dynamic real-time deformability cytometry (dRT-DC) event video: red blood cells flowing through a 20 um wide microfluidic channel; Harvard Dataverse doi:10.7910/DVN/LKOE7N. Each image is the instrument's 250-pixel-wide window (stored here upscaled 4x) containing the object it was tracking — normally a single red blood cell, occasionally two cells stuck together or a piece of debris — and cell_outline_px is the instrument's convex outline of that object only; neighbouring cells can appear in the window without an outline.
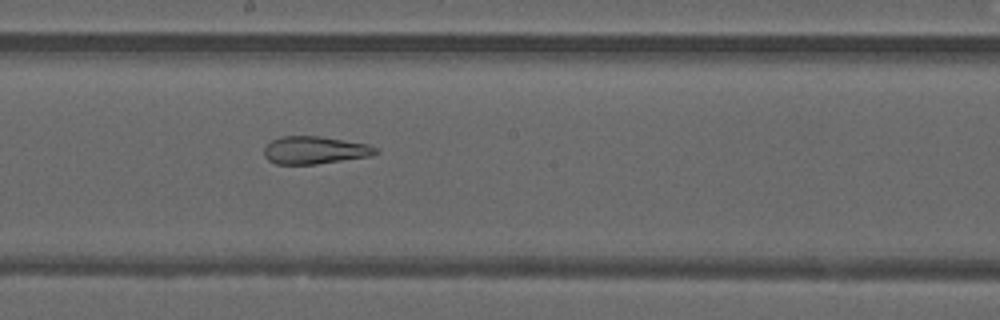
{"species": "common noctule bat (a hibernating species)", "species_latin": "Nyctalus noctula", "temperature_condition": "warm", "stored_images_in_passage": 49, "camera_frame_rate_fps": 3000, "um_per_image_px": 0.085, "animal": {"sex": "male", "forearm_length_mm": 52.5}, "frame": {"image": 1, "passage_image": 27, "time_ms": 8.667, "image_size_px": [1000, 320], "cell_outline_px": [[380, 152], [372, 156], [316, 164], [276, 164], [268, 160], [264, 156], [264, 148], [272, 140], [280, 136], [320, 136], [368, 144], [380, 148]], "centroid_in_image_um": [26.8, 12.76], "position_along_channel_um": 221.4, "area_um2": 18.15}}
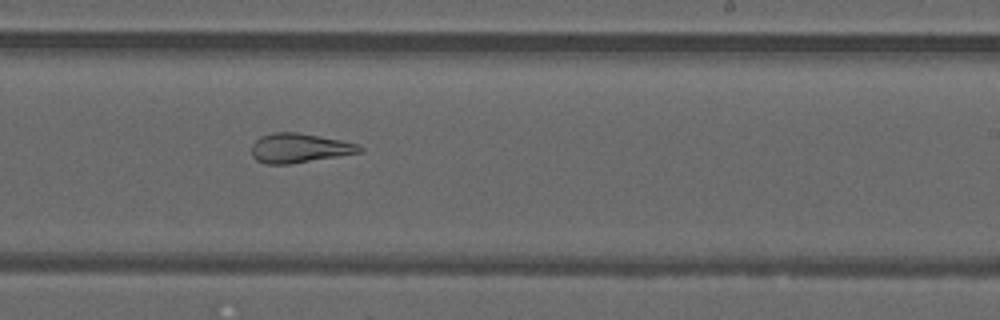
{"frame": {"image": 2, "passage_image": 30, "time_ms": 9.667, "image_size_px": [1000, 320], "cell_outline_px": [[364, 152], [288, 164], [264, 164], [256, 160], [252, 156], [252, 144], [260, 136], [272, 132], [296, 132], [340, 140], [356, 144], [364, 148]], "centroid_in_image_um": [25.42, 12.59], "position_along_channel_um": 263.6, "area_um2": 18.44}}
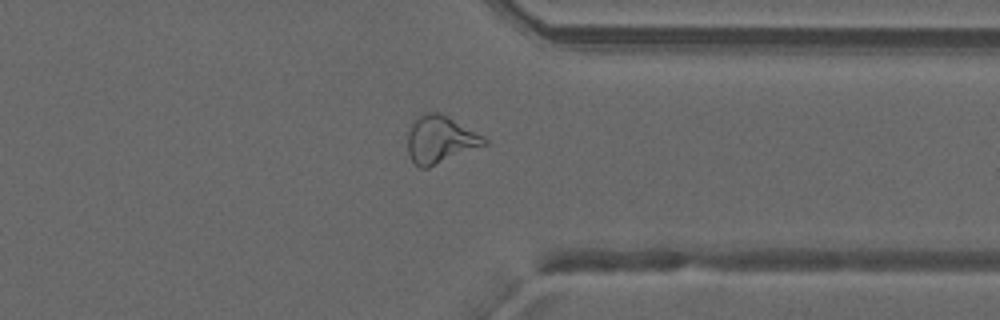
{"frame": {"image": 3, "passage_image": 38, "time_ms": 12.333, "image_size_px": [1000, 320], "cell_outline_px": [[488, 144], [428, 168], [420, 168], [412, 160], [408, 152], [408, 132], [412, 120], [416, 116], [424, 112], [440, 112], [484, 136], [488, 140]], "centroid_in_image_um": [37.41, 11.84], "position_along_channel_um": 374.0, "area_um2": 21.33}, "authors_computed_cell_mechanics": {"area_um2": 23.8714, "velocity_mm_per_s": 4.241, "shape_relaxation_time_tau1_ms": null, "shape_relaxation_time_tau2_ms": 2.4046, "deformation_change_tau1": null, "deformation_change_tau2": 0.1197}}